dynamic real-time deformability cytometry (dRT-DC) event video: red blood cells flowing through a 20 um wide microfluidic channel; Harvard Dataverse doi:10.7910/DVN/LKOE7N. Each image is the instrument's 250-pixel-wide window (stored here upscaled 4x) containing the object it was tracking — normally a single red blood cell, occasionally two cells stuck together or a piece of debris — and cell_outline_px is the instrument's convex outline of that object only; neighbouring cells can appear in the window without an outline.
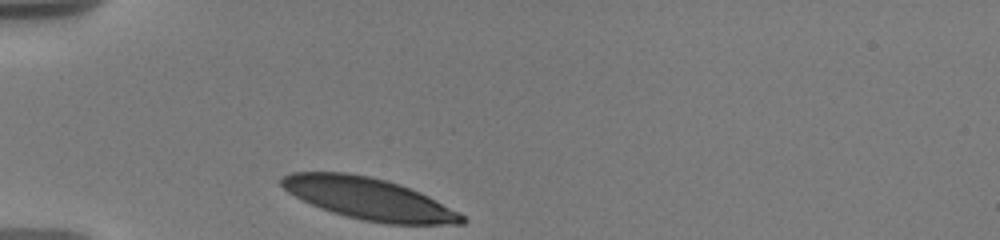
{"species": "human", "species_latin": "Homo sapiens", "temperature_condition": "warm", "stored_images_in_passage": 17, "camera_frame_rate_fps": 3000, "um_per_image_px": 0.085, "donor": {"sex": "male"}, "frame": {"image": 1, "passage_image": 1, "time_ms": 0.0, "image_size_px": [1000, 240], "cell_outline_px": [[468, 220], [464, 224], [388, 224], [360, 220], [332, 212], [320, 208], [288, 192], [280, 184], [280, 180], [284, 176], [292, 172], [348, 172], [388, 180], [400, 184], [420, 192], [460, 212]], "centroid_in_image_um": [31.39, 16.89], "position_along_channel_um": 53.6, "area_um2": 43.87}}
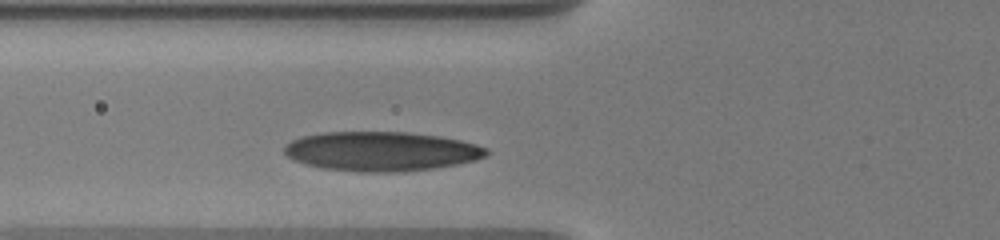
{"frame": {"image": 2, "passage_image": 14, "time_ms": 1.667, "image_size_px": [1000, 240], "cell_outline_px": [[488, 152], [484, 156], [476, 160], [436, 168], [404, 172], [360, 172], [324, 168], [304, 164], [292, 160], [284, 152], [284, 144], [292, 140], [304, 136], [320, 132], [404, 132], [440, 136], [460, 140], [476, 144], [488, 148]], "centroid_in_image_um": [32.39, 12.86], "position_along_channel_um": 93.4, "area_um2": 46.59}}